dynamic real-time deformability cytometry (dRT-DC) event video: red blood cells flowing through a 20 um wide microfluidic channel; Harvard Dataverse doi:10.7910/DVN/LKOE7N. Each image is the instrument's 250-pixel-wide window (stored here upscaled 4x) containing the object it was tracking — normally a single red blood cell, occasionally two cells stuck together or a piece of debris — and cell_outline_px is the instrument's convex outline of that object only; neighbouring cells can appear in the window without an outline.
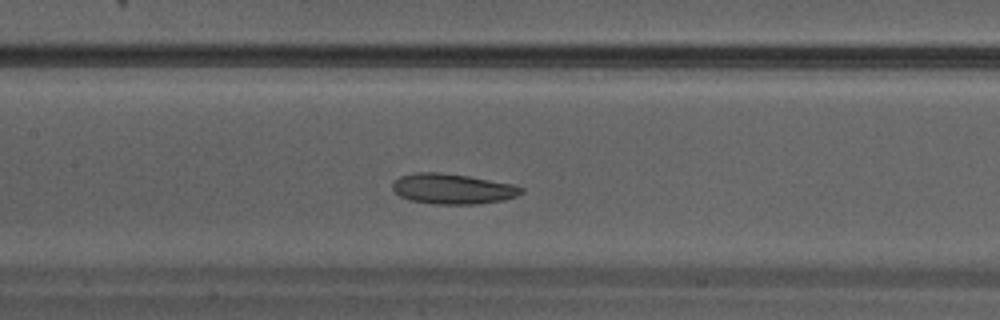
{"species": "Egyptian fruit bat (a non-hibernating species)", "species_latin": "Rousettus aegyptiacus", "temperature_condition": "warm", "stored_images_in_passage": 21, "camera_frame_rate_fps": 3000, "um_per_image_px": 0.085, "animal": {"sex": "male"}, "frame": {"image": 1, "passage_image": 7, "time_ms": 2.0, "image_size_px": [1000, 320], "cell_outline_px": [[524, 192], [516, 196], [504, 200], [476, 204], [432, 204], [408, 200], [400, 196], [392, 188], [392, 184], [400, 176], [416, 172], [440, 172], [468, 176], [512, 184], [524, 188]], "centroid_in_image_um": [38.47, 16.05], "position_along_channel_um": 168.9, "area_um2": 22.77}}
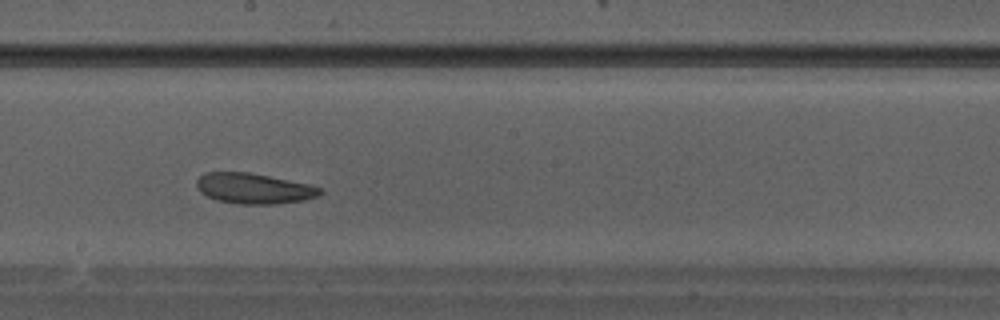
{"frame": {"image": 2, "passage_image": 10, "time_ms": 3.0, "image_size_px": [1000, 320], "cell_outline_px": [[324, 192], [320, 196], [304, 200], [276, 204], [240, 204], [216, 200], [200, 192], [196, 184], [196, 180], [204, 172], [248, 172], [308, 184], [320, 188]], "centroid_in_image_um": [21.58, 16.02], "position_along_channel_um": 226.6, "area_um2": 21.91}}